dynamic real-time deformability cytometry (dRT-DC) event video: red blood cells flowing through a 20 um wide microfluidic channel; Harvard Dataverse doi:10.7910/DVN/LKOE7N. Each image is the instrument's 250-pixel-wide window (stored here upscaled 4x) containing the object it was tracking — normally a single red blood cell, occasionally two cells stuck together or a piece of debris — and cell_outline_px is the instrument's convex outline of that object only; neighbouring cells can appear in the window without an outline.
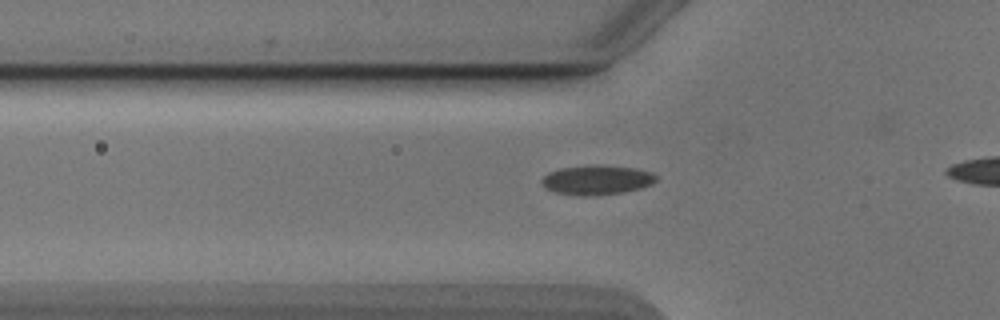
{"species": "Egyptian fruit bat (a non-hibernating species)", "species_latin": "Rousettus aegyptiacus", "temperature_condition": "cold", "stored_images_in_passage": 37, "camera_frame_rate_fps": 3000, "um_per_image_px": 0.085, "animal": {"sex": "male"}, "frame": {"image": 1, "passage_image": 9, "time_ms": 2.667, "image_size_px": [1000, 320], "cell_outline_px": [[656, 180], [652, 184], [640, 188], [624, 192], [596, 196], [580, 196], [556, 192], [544, 188], [540, 180], [548, 172], [560, 168], [592, 164], [600, 164], [636, 168], [652, 172], [656, 176]], "centroid_in_image_um": [50.71, 15.29], "position_along_channel_um": 75.1, "area_um2": 20.06}}
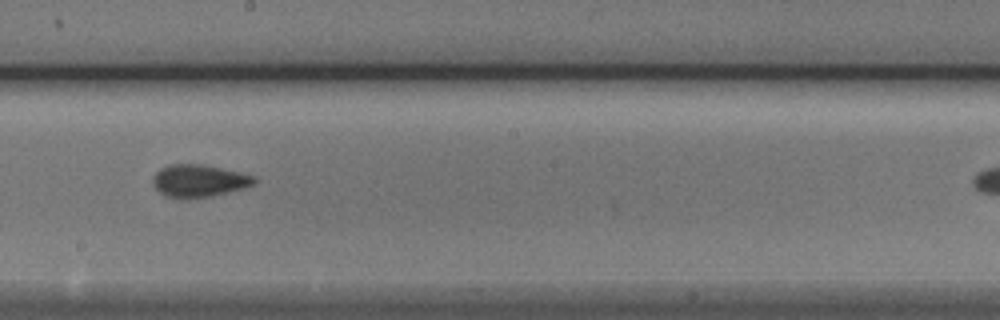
{"frame": {"image": 2, "passage_image": 21, "time_ms": 6.667, "image_size_px": [1000, 320], "cell_outline_px": [[256, 184], [244, 188], [212, 196], [192, 200], [176, 200], [164, 196], [152, 184], [152, 176], [160, 168], [168, 164], [204, 164], [240, 172], [256, 176]], "centroid_in_image_um": [16.88, 15.39], "position_along_channel_um": 231.3, "area_um2": 19.88}}
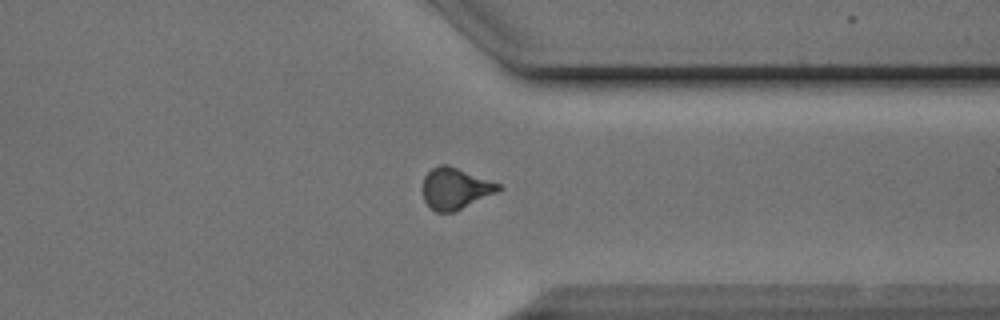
{"frame": {"image": 3, "passage_image": 32, "time_ms": 10.333, "image_size_px": [1000, 320], "cell_outline_px": [[504, 188], [496, 192], [452, 212], [436, 212], [424, 200], [420, 188], [424, 176], [432, 168], [440, 164], [448, 164], [500, 184]], "centroid_in_image_um": [38.64, 15.99], "position_along_channel_um": 372.8, "area_um2": 18.15}, "authors_computed_cell_mechanics": {"area_um2": 18.9006, "velocity_mm_per_s": 3.8907, "shape_relaxation_time_tau1_ms": 3.9181, "shape_relaxation_time_tau2_ms": 1.7556, "deformation_change_tau1": 0.1098, "deformation_change_tau2": 0.0528}}